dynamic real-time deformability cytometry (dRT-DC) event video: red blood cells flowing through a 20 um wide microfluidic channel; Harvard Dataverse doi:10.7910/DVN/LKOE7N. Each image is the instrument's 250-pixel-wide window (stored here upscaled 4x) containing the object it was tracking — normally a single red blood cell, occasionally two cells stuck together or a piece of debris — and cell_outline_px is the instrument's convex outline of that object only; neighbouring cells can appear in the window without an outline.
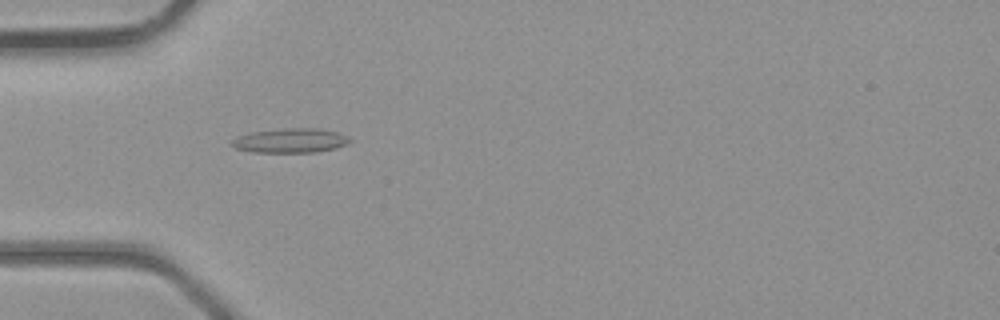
{"species": "common noctule bat (a hibernating species)", "species_latin": "Nyctalus noctula", "temperature_condition": "room temperature", "stored_images_in_passage": 2, "camera_frame_rate_fps": 3000, "um_per_image_px": 0.085, "animal": {"sex": "male", "body_mass_g": 23.1, "forearm_length_mm": 52.7}, "frame": {"image": 1, "passage_image": 1, "time_ms": 0.0, "image_size_px": [1000, 320], "cell_outline_px": [[352, 140], [348, 144], [336, 148], [316, 152], [252, 152], [236, 148], [232, 144], [232, 140], [236, 136], [248, 132], [284, 128], [316, 128], [336, 132], [348, 136]], "centroid_in_image_um": [24.69, 11.94], "position_along_channel_um": 60.3, "area_um2": 16.88}}
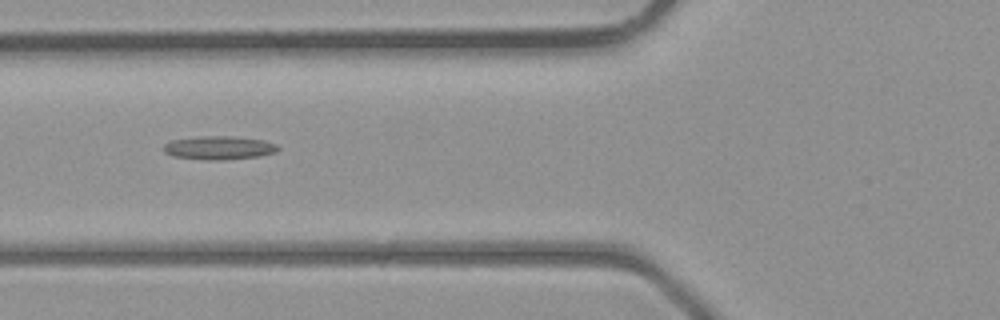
{"frame": {"image": 2, "passage_image": 2, "time_ms": 1.0, "image_size_px": [1000, 320], "cell_outline_px": [[280, 148], [276, 152], [256, 156], [220, 160], [208, 160], [172, 156], [164, 152], [164, 144], [172, 140], [200, 136], [232, 136], [264, 140], [276, 144]], "centroid_in_image_um": [18.6, 12.55], "position_along_channel_um": 107.2, "area_um2": 15.55}}